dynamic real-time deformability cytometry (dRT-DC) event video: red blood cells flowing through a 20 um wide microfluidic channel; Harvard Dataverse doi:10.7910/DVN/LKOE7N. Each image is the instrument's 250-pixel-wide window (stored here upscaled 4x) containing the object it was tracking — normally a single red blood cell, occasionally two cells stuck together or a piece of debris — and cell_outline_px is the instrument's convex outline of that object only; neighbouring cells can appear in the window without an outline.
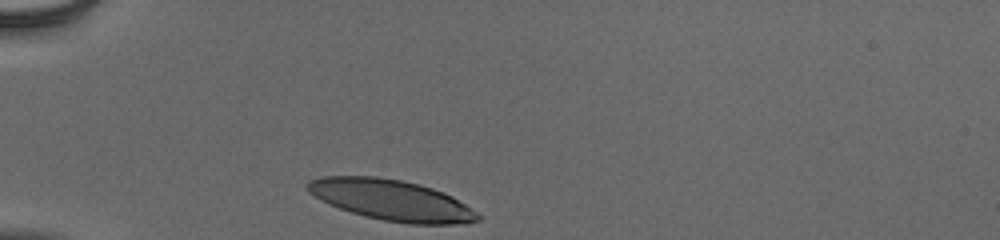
{"species": "human", "species_latin": "Homo sapiens", "temperature_condition": "cold", "stored_images_in_passage": 30, "camera_frame_rate_fps": 3000, "um_per_image_px": 0.085, "donor": {"sex": "male"}, "frame": {"image": 1, "passage_image": 1, "time_ms": 0.0, "image_size_px": [1000, 240], "cell_outline_px": [[484, 216], [480, 220], [468, 224], [408, 224], [384, 220], [364, 216], [328, 204], [320, 200], [308, 192], [304, 188], [304, 184], [308, 180], [324, 176], [376, 176], [400, 180], [420, 184], [432, 188], [452, 196]], "centroid_in_image_um": [33.28, 17.01], "position_along_channel_um": 51.7, "area_um2": 40.81}}
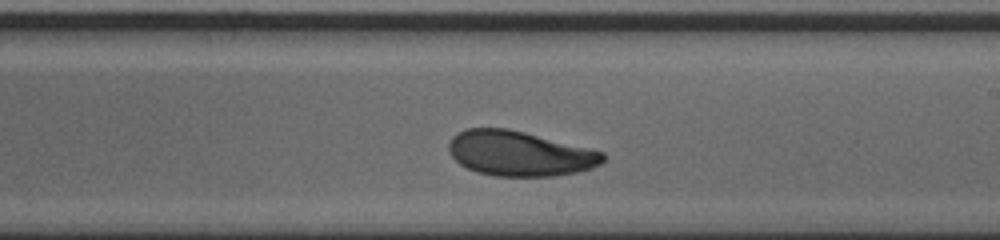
{"frame": {"image": 2, "passage_image": 18, "time_ms": 5.667, "image_size_px": [1000, 240], "cell_outline_px": [[604, 160], [600, 164], [592, 168], [576, 172], [556, 176], [496, 176], [476, 172], [460, 164], [448, 152], [448, 144], [452, 136], [468, 128], [508, 128], [604, 152]], "centroid_in_image_um": [44.14, 13.05], "position_along_channel_um": 244.9, "area_um2": 40.23}}
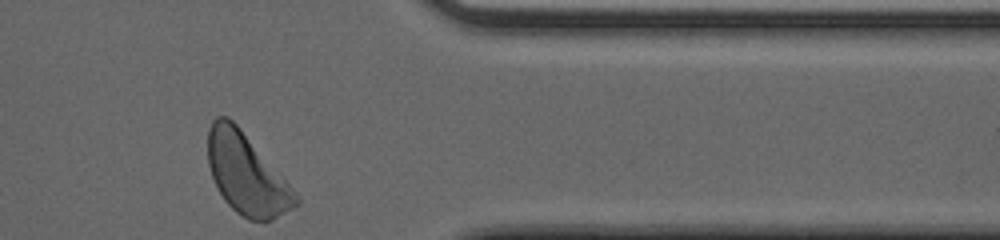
{"frame": {"image": 3, "passage_image": 30, "time_ms": 9.667, "image_size_px": [1000, 240], "cell_outline_px": [[300, 204], [272, 220], [248, 220], [236, 212], [224, 200], [216, 188], [208, 164], [208, 128], [212, 120], [216, 116], [228, 116], [240, 128], [300, 196]], "centroid_in_image_um": [20.95, 14.8], "position_along_channel_um": 390.4, "area_um2": 41.15}, "authors_computed_cell_mechanics": {"area_um2": 40.8357, "velocity_mm_per_s": 3.8852, "shape_relaxation_time_tau1_ms": 2.8668, "shape_relaxation_time_tau2_ms": 3.5419, "deformation_change_tau1": 0.1404, "deformation_change_tau2": 0.0947}}